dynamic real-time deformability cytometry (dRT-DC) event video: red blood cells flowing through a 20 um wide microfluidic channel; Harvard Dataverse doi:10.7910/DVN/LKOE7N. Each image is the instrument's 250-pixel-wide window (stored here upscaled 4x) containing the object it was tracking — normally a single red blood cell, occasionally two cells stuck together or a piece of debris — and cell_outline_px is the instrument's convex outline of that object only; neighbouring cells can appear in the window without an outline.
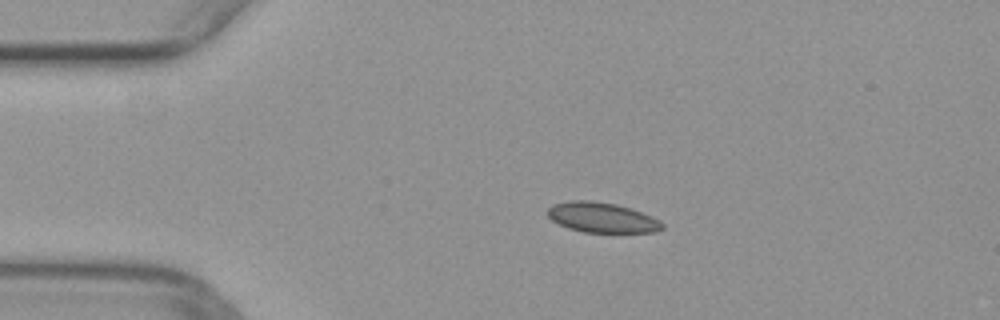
{"species": "common noctule bat (a hibernating species)", "species_latin": "Nyctalus noctula", "temperature_condition": "warm", "stored_images_in_passage": 28, "camera_frame_rate_fps": 3000, "um_per_image_px": 0.085, "animal": {"sex": "female", "body_mass_g": 29.2, "forearm_length_mm": 56.3}, "frame": {"image": 1, "passage_image": 1, "time_ms": 0.0, "image_size_px": [1000, 320], "cell_outline_px": [[664, 228], [656, 232], [584, 232], [568, 228], [552, 220], [548, 216], [548, 208], [552, 204], [572, 200], [588, 200], [616, 204], [632, 208], [652, 216], [660, 220], [664, 224]], "centroid_in_image_um": [51.2, 18.48], "position_along_channel_um": 33.8, "area_um2": 20.17}}
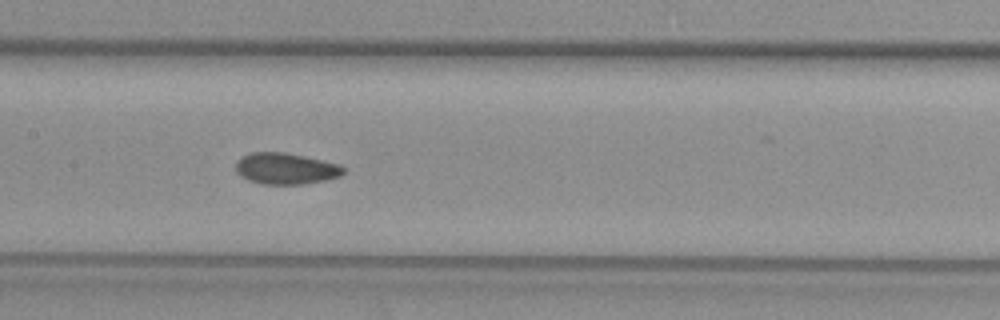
{"frame": {"image": 2, "passage_image": 15, "time_ms": 4.667, "image_size_px": [1000, 320], "cell_outline_px": [[344, 172], [340, 176], [328, 180], [304, 184], [264, 184], [248, 180], [240, 176], [236, 172], [236, 160], [252, 152], [284, 152], [304, 156], [340, 164], [344, 168]], "centroid_in_image_um": [24.29, 14.33], "position_along_channel_um": 183.1, "area_um2": 19.71}}
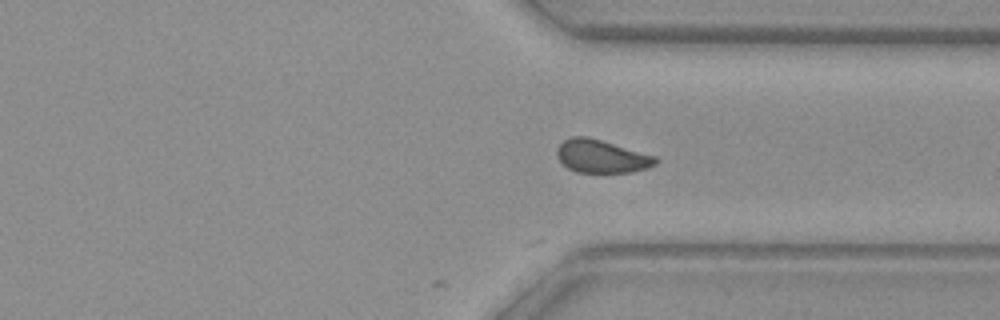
{"frame": {"image": 3, "passage_image": 28, "time_ms": 9.0, "image_size_px": [1000, 320], "cell_outline_px": [[660, 160], [656, 164], [648, 168], [632, 172], [576, 172], [568, 168], [556, 156], [556, 148], [564, 140], [572, 136], [588, 136], [656, 156]], "centroid_in_image_um": [51.14, 13.28], "position_along_channel_um": 360.3, "area_um2": 19.07}}